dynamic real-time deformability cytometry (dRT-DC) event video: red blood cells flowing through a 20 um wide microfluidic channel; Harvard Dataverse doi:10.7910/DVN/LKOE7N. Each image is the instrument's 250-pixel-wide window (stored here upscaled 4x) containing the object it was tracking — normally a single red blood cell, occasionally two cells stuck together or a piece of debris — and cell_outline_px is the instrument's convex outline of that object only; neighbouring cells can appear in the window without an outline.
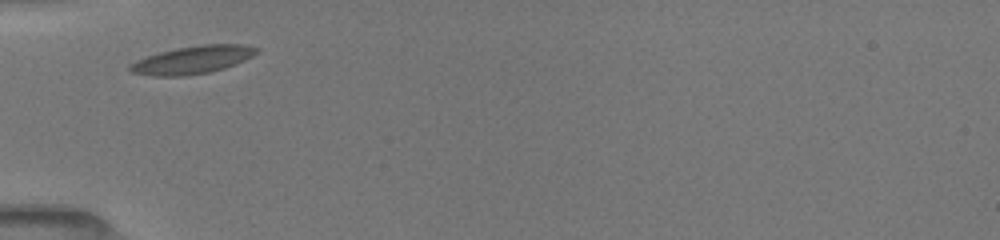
{"species": "common noctule bat (a hibernating species)", "species_latin": "Nyctalus noctula", "temperature_condition": "room temperature", "stored_images_in_passage": 31, "camera_frame_rate_fps": 3000, "um_per_image_px": 0.085, "animal": {"sex": "female", "body_mass_g": 19.5, "forearm_length_mm": 54.1}, "frame": {"image": 1, "passage_image": 1, "time_ms": 0.0, "image_size_px": [1000, 240], "cell_outline_px": [[260, 52], [236, 64], [212, 72], [184, 76], [152, 76], [132, 72], [128, 68], [128, 64], [136, 60], [160, 52], [176, 48], [204, 44], [240, 44], [260, 48]], "centroid_in_image_um": [16.39, 5.09], "position_along_channel_um": 68.6, "area_um2": 20.63}}
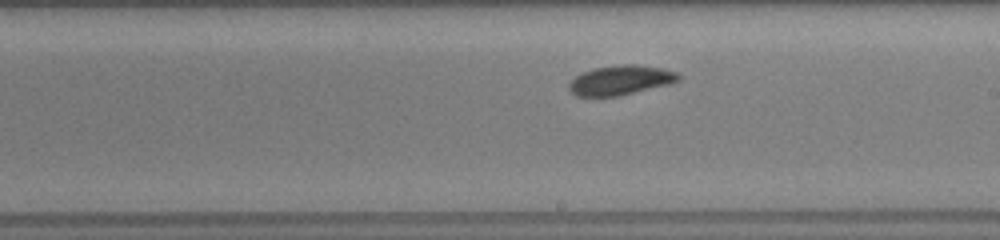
{"frame": {"image": 2, "passage_image": 18, "time_ms": 4.333, "image_size_px": [1000, 240], "cell_outline_px": [[680, 80], [668, 84], [620, 96], [576, 96], [568, 88], [568, 84], [576, 76], [592, 68], [620, 64], [632, 64], [660, 68], [676, 72], [680, 76]], "centroid_in_image_um": [52.73, 6.81], "position_along_channel_um": 236.3, "area_um2": 18.73}}
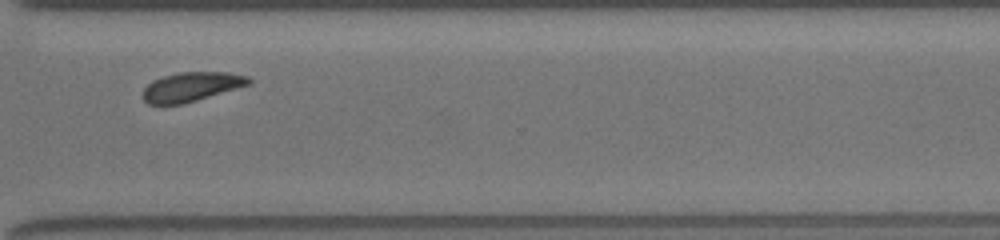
{"frame": {"image": 3, "passage_image": 30, "time_ms": 7.333, "image_size_px": [1000, 240], "cell_outline_px": [[252, 84], [184, 104], [148, 104], [140, 96], [144, 88], [152, 80], [176, 72], [228, 72], [248, 76], [252, 80]], "centroid_in_image_um": [16.27, 7.37], "position_along_channel_um": 354.3, "area_um2": 18.32}}